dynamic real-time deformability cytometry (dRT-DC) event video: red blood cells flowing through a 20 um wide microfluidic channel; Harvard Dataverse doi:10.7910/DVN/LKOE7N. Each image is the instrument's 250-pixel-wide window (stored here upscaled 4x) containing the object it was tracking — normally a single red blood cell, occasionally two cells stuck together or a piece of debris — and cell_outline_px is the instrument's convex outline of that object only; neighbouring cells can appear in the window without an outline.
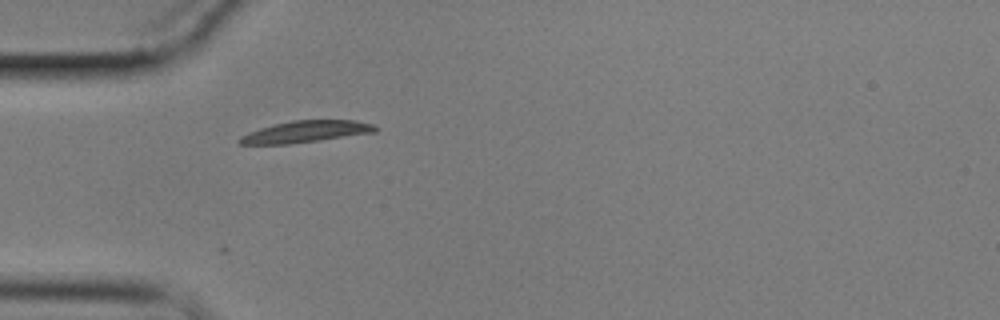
{"species": "common noctule bat (a hibernating species)", "species_latin": "Nyctalus noctula", "temperature_condition": "cold", "stored_images_in_passage": 43, "camera_frame_rate_fps": 3000, "um_per_image_px": 0.085, "animal": {"sex": "male", "body_mass_g": 17.9}, "frame": {"image": 1, "passage_image": 1, "time_ms": 0.0, "image_size_px": [1000, 320], "cell_outline_px": [[380, 128], [376, 132], [288, 144], [236, 144], [236, 140], [240, 136], [248, 132], [260, 128], [292, 120], [356, 120], [372, 124]], "centroid_in_image_um": [25.97, 11.19], "position_along_channel_um": 59.0, "area_um2": 17.05}}
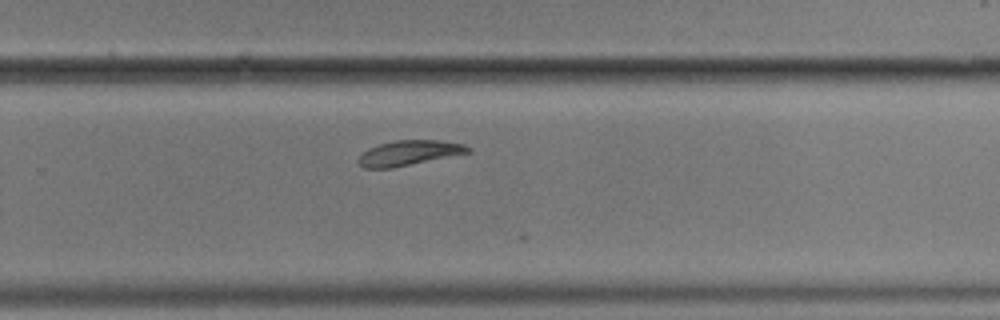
{"frame": {"image": 2, "passage_image": 23, "time_ms": 7.333, "image_size_px": [1000, 320], "cell_outline_px": [[472, 152], [392, 168], [364, 168], [356, 160], [368, 148], [380, 144], [396, 140], [440, 140], [464, 144], [472, 148]], "centroid_in_image_um": [34.8, 12.99], "position_along_channel_um": 295.0, "area_um2": 15.95}}
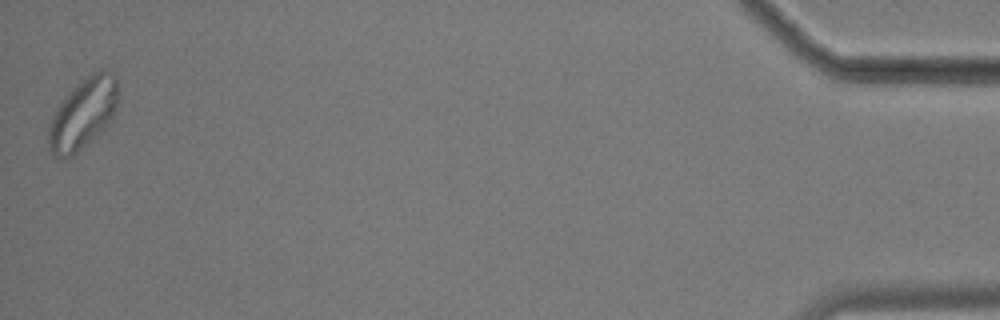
{"frame": {"image": 3, "passage_image": 43, "time_ms": 14.0, "image_size_px": [1000, 320], "cell_outline_px": [[120, 96], [116, 108], [112, 116], [104, 128], [72, 156], [56, 156], [48, 148], [48, 124], [56, 108], [64, 96], [92, 72], [104, 68], [116, 72]], "centroid_in_image_um": [7.09, 9.58], "position_along_channel_um": 428.1, "area_um2": 28.73}}